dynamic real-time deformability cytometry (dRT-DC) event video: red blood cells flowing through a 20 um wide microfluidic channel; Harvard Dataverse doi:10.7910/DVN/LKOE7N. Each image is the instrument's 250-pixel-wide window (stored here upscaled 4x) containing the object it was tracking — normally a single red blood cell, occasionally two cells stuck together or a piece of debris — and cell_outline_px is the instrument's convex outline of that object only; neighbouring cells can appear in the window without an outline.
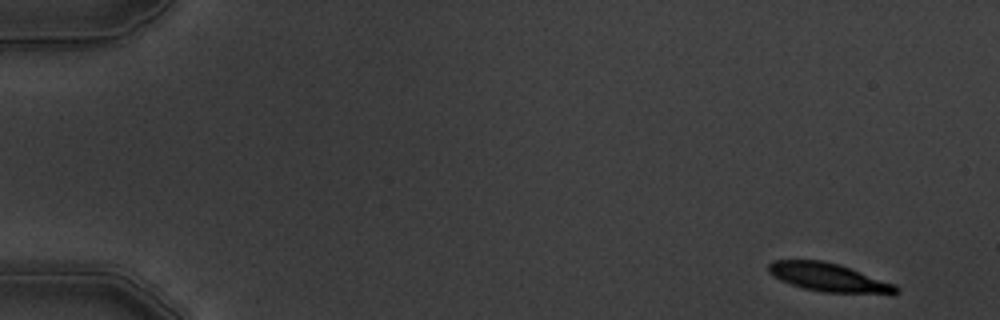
{"species": "common noctule bat (a hibernating species)", "species_latin": "Nyctalus noctula", "temperature_condition": "warm", "stored_images_in_passage": 7, "camera_frame_rate_fps": 3000, "um_per_image_px": 0.085, "animal": {"sex": "male", "body_mass_g": 19.5, "forearm_length_mm": 54.6}, "frame": {"image": 1, "passage_image": 1, "time_ms": 0.0, "image_size_px": [1000, 320], "cell_outline_px": [[900, 292], [892, 296], [820, 292], [804, 288], [780, 280], [768, 272], [768, 264], [772, 260], [820, 260], [840, 264], [896, 284], [900, 288]], "centroid_in_image_um": [70.57, 23.62], "position_along_channel_um": 14.4, "area_um2": 21.91}}
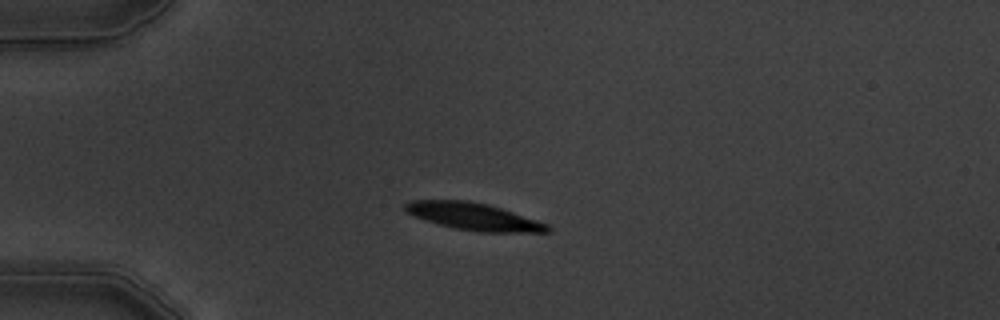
{"frame": {"image": 2, "passage_image": 4, "time_ms": 3.667, "image_size_px": [1000, 320], "cell_outline_px": [[552, 232], [480, 232], [456, 228], [440, 224], [404, 212], [404, 204], [412, 200], [468, 200], [488, 204], [548, 224], [552, 228]], "centroid_in_image_um": [40.27, 18.4], "position_along_channel_um": 44.7, "area_um2": 22.31}}